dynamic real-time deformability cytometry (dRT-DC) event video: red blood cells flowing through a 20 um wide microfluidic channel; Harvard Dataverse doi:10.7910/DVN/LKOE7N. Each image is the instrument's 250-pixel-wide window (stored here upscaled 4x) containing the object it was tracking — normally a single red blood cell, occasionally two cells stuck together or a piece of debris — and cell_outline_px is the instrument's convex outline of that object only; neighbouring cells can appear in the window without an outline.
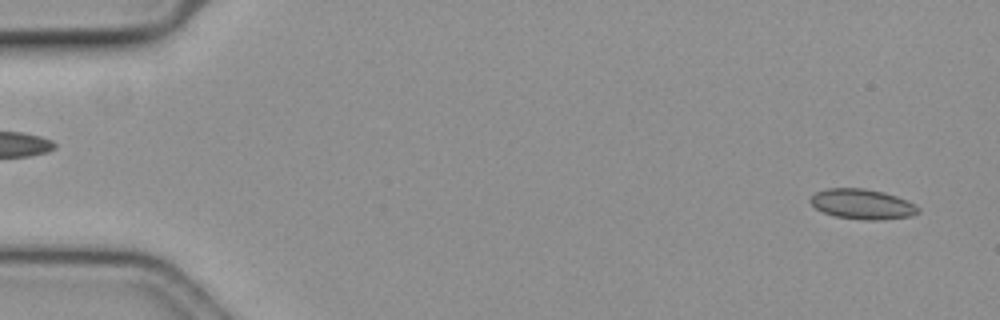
{"species": "common noctule bat (a hibernating species)", "species_latin": "Nyctalus noctula", "temperature_condition": "cold", "stored_images_in_passage": 10, "camera_frame_rate_fps": 3000, "um_per_image_px": 0.085, "animal": {"sex": "female", "body_mass_g": 19.3, "forearm_length_mm": 54.1}, "frame": {"image": 1, "passage_image": 3, "time_ms": 0.667, "image_size_px": [1000, 320], "cell_outline_px": [[920, 212], [912, 216], [880, 220], [864, 220], [836, 216], [824, 212], [816, 208], [812, 204], [812, 196], [816, 192], [828, 188], [864, 188], [884, 192], [896, 196], [920, 208]], "centroid_in_image_um": [73.32, 17.35], "position_along_channel_um": 11.7, "area_um2": 18.67}}